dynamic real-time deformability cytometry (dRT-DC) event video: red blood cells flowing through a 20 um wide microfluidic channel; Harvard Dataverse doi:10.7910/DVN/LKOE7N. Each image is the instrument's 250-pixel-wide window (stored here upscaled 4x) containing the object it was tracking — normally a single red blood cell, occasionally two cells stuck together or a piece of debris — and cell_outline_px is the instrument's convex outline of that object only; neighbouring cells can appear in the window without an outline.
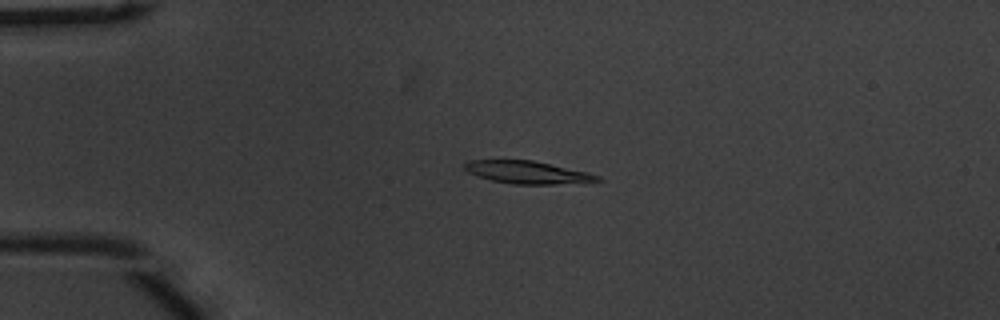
{"species": "common noctule bat (a hibernating species)", "species_latin": "Nyctalus noctula", "temperature_condition": "warm", "stored_images_in_passage": 53, "camera_frame_rate_fps": 3000, "um_per_image_px": 0.085, "animal": {"sex": "male", "body_mass_g": 20.1, "forearm_length_mm": 53.5}, "frame": {"image": 1, "passage_image": 12, "time_ms": 3.667, "image_size_px": [1000, 320], "cell_outline_px": [[604, 180], [552, 184], [512, 184], [492, 180], [468, 172], [464, 168], [464, 164], [468, 160], [532, 160], [588, 172], [600, 176]], "centroid_in_image_um": [44.82, 14.64], "position_along_channel_um": 40.2, "area_um2": 17.22}}
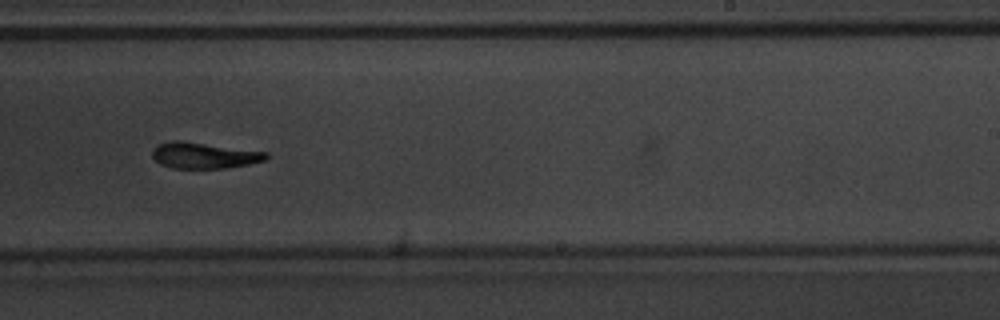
{"frame": {"image": 2, "passage_image": 33, "time_ms": 10.667, "image_size_px": [1000, 320], "cell_outline_px": [[268, 156], [264, 160], [248, 164], [228, 168], [172, 168], [160, 164], [152, 156], [152, 148], [156, 144], [172, 140], [180, 140], [268, 152]], "centroid_in_image_um": [17.3, 13.2], "position_along_channel_um": 271.7, "area_um2": 17.34}}
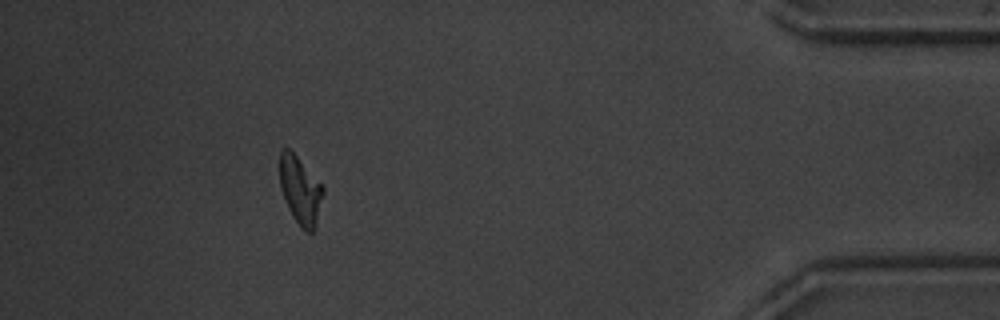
{"frame": {"image": 3, "passage_image": 48, "time_ms": 15.667, "image_size_px": [1000, 320], "cell_outline_px": [[324, 192], [316, 228], [312, 232], [308, 232], [300, 228], [292, 216], [288, 208], [280, 188], [280, 148], [288, 148], [324, 184]], "centroid_in_image_um": [25.55, 16.2], "position_along_channel_um": 409.7, "area_um2": 17.46}, "authors_computed_cell_mechanics": {"area_um2": 17.8602, "velocity_mm_per_s": 3.7713, "shape_relaxation_time_tau1_ms": 3.5824, "shape_relaxation_time_tau2_ms": 5.142, "deformation_change_tau1": 0.1465, "deformation_change_tau2": 0.1236}}